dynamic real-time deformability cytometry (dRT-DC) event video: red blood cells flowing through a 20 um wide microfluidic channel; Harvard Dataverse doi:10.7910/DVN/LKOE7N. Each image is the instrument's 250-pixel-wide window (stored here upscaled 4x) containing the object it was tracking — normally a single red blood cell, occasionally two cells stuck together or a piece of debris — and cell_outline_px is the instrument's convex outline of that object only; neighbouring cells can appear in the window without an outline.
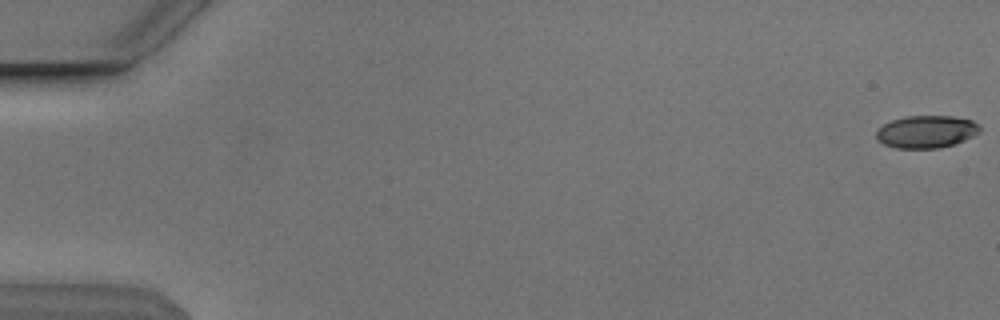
{"species": "Egyptian fruit bat (a non-hibernating species)", "species_latin": "Rousettus aegyptiacus", "temperature_condition": "cold", "stored_images_in_passage": 50, "camera_frame_rate_fps": 3000, "um_per_image_px": 0.085, "animal": {"sex": "male"}, "frame": {"image": 1, "passage_image": 1, "time_ms": 0.0, "image_size_px": [1000, 320], "cell_outline_px": [[980, 132], [964, 140], [940, 148], [896, 148], [884, 144], [876, 140], [876, 128], [892, 120], [904, 116], [952, 116], [972, 120], [980, 124]], "centroid_in_image_um": [78.72, 11.19], "position_along_channel_um": 6.3, "area_um2": 19.71}}
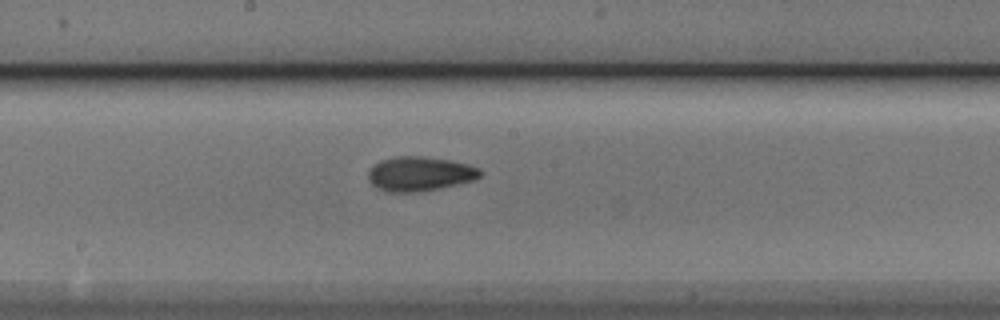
{"frame": {"image": 2, "passage_image": 30, "time_ms": 9.667, "image_size_px": [1000, 320], "cell_outline_px": [[484, 172], [480, 176], [472, 180], [440, 188], [416, 192], [388, 192], [376, 188], [368, 180], [368, 172], [372, 164], [380, 160], [396, 156], [424, 156], [448, 160], [468, 164], [480, 168]], "centroid_in_image_um": [35.64, 14.77], "position_along_channel_um": 212.6, "area_um2": 22.6}}
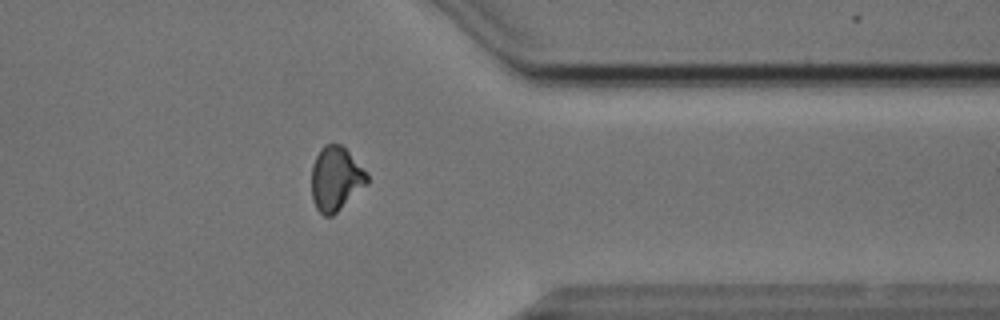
{"frame": {"image": 3, "passage_image": 44, "time_ms": 14.333, "image_size_px": [1000, 320], "cell_outline_px": [[368, 184], [332, 216], [324, 216], [316, 208], [312, 200], [312, 164], [320, 148], [324, 144], [340, 144], [368, 172]], "centroid_in_image_um": [28.54, 15.19], "position_along_channel_um": 382.9, "area_um2": 20.81}}